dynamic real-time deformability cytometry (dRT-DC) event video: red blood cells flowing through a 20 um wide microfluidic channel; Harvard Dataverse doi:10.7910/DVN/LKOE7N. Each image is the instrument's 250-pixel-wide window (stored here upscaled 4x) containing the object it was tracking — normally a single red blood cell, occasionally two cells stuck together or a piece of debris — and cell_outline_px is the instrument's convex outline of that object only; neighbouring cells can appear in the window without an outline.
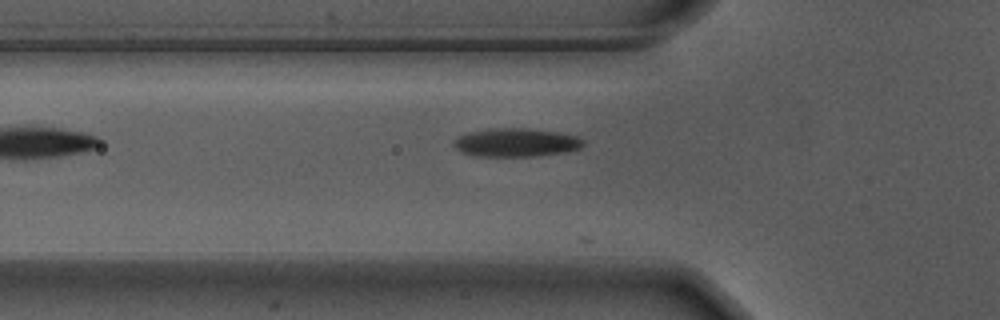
{"species": "Egyptian fruit bat (a non-hibernating species)", "species_latin": "Rousettus aegyptiacus", "temperature_condition": "warm", "stored_images_in_passage": 24, "camera_frame_rate_fps": 3000, "um_per_image_px": 0.085, "animal": {"sex": "male"}, "frame": {"image": 1, "passage_image": 3, "time_ms": 0.667, "image_size_px": [1000, 320], "cell_outline_px": [[584, 144], [580, 148], [564, 152], [536, 156], [476, 156], [464, 152], [456, 148], [452, 144], [452, 140], [456, 136], [464, 132], [492, 128], [528, 128], [556, 132], [576, 136], [584, 140]], "centroid_in_image_um": [43.8, 12.1], "position_along_channel_um": 82.0, "area_um2": 21.62}}
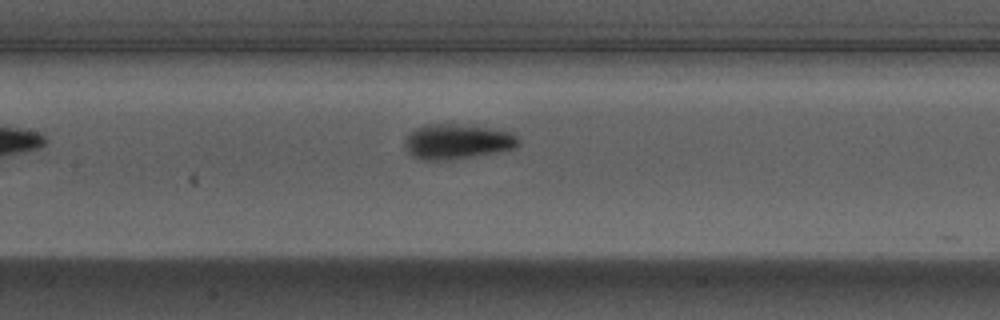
{"frame": {"image": 2, "passage_image": 10, "time_ms": 3.0, "image_size_px": [1000, 320], "cell_outline_px": [[520, 144], [512, 148], [496, 152], [452, 160], [420, 160], [412, 156], [408, 152], [404, 144], [404, 136], [408, 132], [424, 124], [464, 124], [512, 128], [520, 140]], "centroid_in_image_um": [38.92, 11.99], "position_along_channel_um": 168.5, "area_um2": 24.28}}
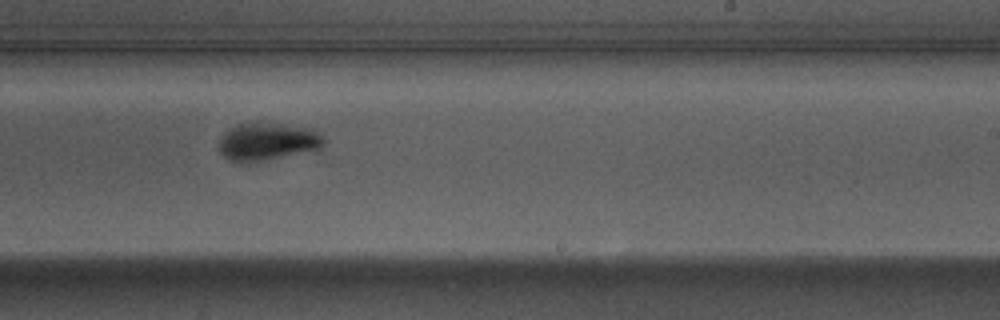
{"frame": {"image": 3, "passage_image": 18, "time_ms": 5.667, "image_size_px": [1000, 320], "cell_outline_px": [[324, 144], [320, 148], [260, 160], [228, 160], [220, 152], [220, 136], [228, 128], [236, 124], [256, 120], [312, 128], [324, 140]], "centroid_in_image_um": [22.68, 11.95], "position_along_channel_um": 266.3, "area_um2": 22.66}}